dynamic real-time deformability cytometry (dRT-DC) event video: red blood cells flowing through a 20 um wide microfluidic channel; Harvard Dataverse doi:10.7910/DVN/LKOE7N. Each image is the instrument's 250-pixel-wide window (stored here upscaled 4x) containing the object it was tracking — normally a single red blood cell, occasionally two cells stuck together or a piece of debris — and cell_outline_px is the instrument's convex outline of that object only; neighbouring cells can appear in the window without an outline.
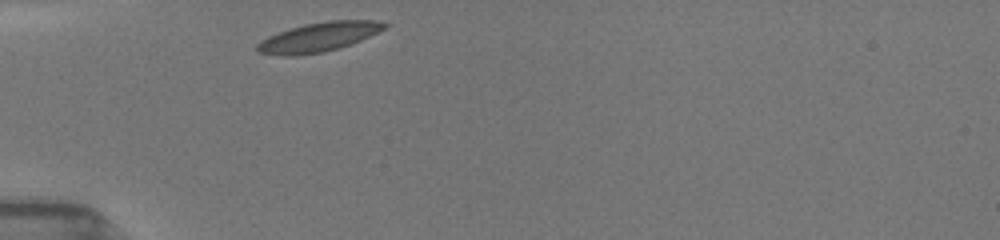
{"species": "common noctule bat (a hibernating species)", "species_latin": "Nyctalus noctula", "temperature_condition": "room temperature", "stored_images_in_passage": 29, "camera_frame_rate_fps": 3000, "um_per_image_px": 0.085, "animal": {"sex": "female", "body_mass_g": 19.5, "forearm_length_mm": 54.1}, "frame": {"image": 1, "passage_image": 1, "time_ms": 0.0, "image_size_px": [1000, 240], "cell_outline_px": [[388, 24], [384, 28], [360, 40], [340, 48], [324, 52], [296, 56], [280, 56], [256, 52], [256, 44], [260, 40], [268, 36], [304, 24], [328, 20], [376, 20]], "centroid_in_image_um": [27.02, 3.16], "position_along_channel_um": 58.0, "area_um2": 21.68}}
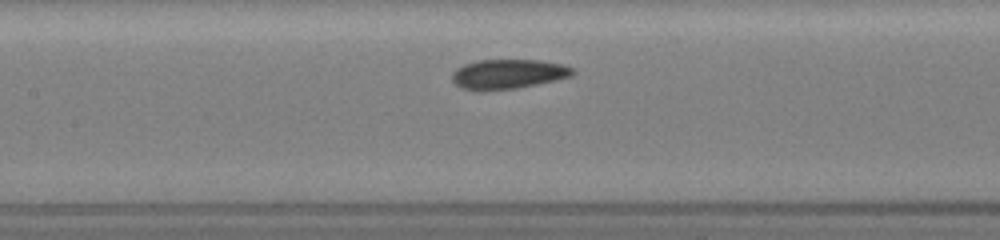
{"frame": {"image": 2, "passage_image": 10, "time_ms": 3.0, "image_size_px": [1000, 240], "cell_outline_px": [[576, 72], [572, 76], [556, 80], [516, 88], [484, 92], [480, 92], [460, 88], [452, 80], [452, 72], [456, 68], [464, 64], [476, 60], [540, 60], [564, 64], [572, 68]], "centroid_in_image_um": [43.16, 6.31], "position_along_channel_um": 164.2, "area_um2": 21.21}}
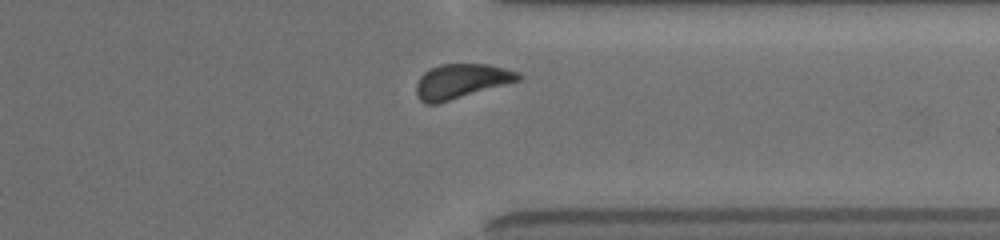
{"frame": {"image": 3, "passage_image": 26, "time_ms": 8.333, "image_size_px": [1000, 240], "cell_outline_px": [[524, 76], [520, 80], [436, 104], [424, 104], [420, 100], [416, 92], [416, 84], [420, 76], [428, 68], [440, 64], [488, 64], [520, 72]], "centroid_in_image_um": [39.19, 6.89], "position_along_channel_um": 372.2, "area_um2": 20.58}, "authors_computed_cell_mechanics": {"area_um2": 20.7502, "velocity_mm_per_s": 3.9013, "shape_relaxation_time_tau1_ms": 2.5146, "shape_relaxation_time_tau2_ms": 1.8312, "deformation_change_tau1": 0.0749, "deformation_change_tau2": 0.0636}}